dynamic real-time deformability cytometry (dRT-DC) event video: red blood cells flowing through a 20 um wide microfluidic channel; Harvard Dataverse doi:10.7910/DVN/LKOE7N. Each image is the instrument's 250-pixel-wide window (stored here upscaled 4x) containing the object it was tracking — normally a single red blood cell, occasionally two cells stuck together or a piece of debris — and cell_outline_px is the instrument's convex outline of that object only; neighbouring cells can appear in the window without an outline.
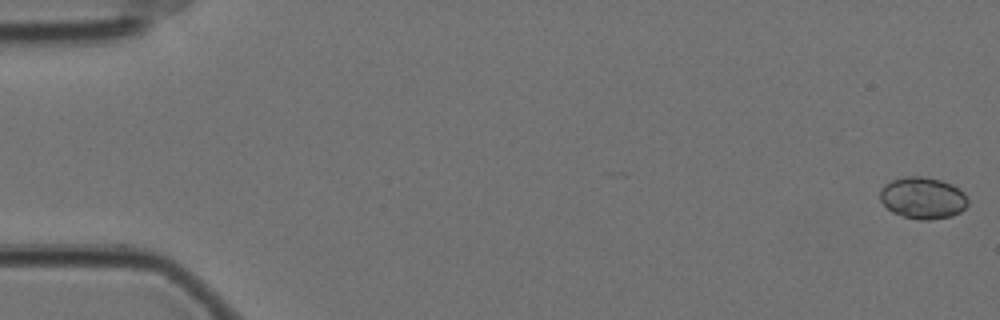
{"species": "Egyptian fruit bat (a non-hibernating species)", "species_latin": "Rousettus aegyptiacus", "temperature_condition": "cold", "stored_images_in_passage": 21, "camera_frame_rate_fps": 3000, "um_per_image_px": 0.085, "animal": {"sex": "female"}, "frame": {"image": 1, "passage_image": 1, "time_ms": 0.0, "image_size_px": [1000, 320], "cell_outline_px": [[968, 204], [960, 212], [952, 216], [928, 220], [920, 220], [904, 216], [892, 212], [880, 200], [880, 188], [884, 184], [892, 180], [904, 176], [920, 176], [940, 180], [952, 184], [964, 192], [968, 200]], "centroid_in_image_um": [78.43, 16.82], "position_along_channel_um": 6.6, "area_um2": 21.39}}
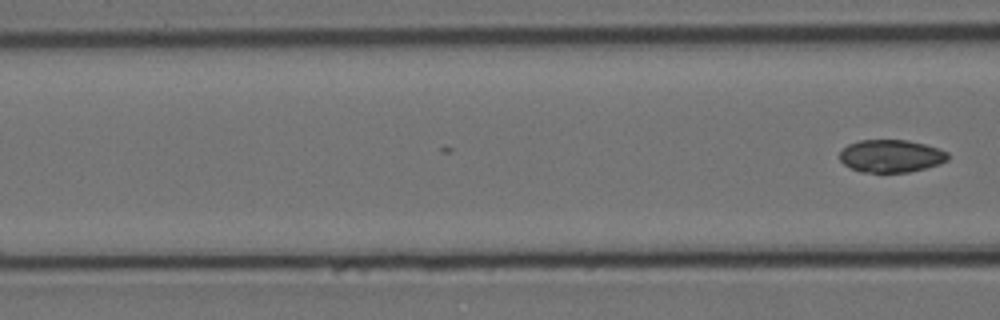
{"frame": {"image": 2, "passage_image": 21, "time_ms": 6.667, "image_size_px": [1000, 320], "cell_outline_px": [[948, 160], [940, 164], [908, 172], [860, 172], [844, 164], [840, 160], [840, 152], [848, 144], [860, 140], [908, 140], [940, 148], [948, 152]], "centroid_in_image_um": [75.75, 13.25], "position_along_channel_um": 90.8, "area_um2": 20.58}}